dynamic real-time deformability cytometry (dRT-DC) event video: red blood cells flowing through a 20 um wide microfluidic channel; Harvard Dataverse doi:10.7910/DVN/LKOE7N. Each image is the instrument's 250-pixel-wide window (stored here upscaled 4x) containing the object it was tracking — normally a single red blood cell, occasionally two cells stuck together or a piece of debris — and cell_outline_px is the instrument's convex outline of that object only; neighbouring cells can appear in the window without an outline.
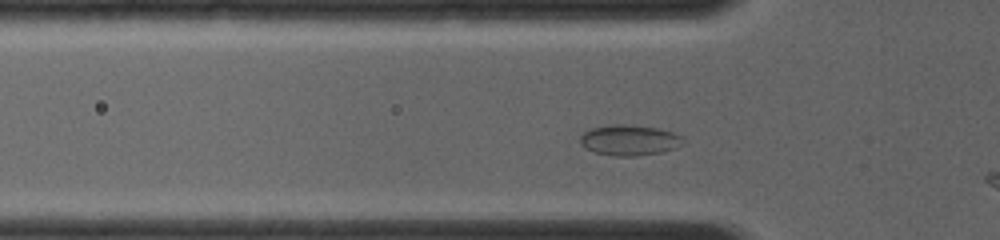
{"species": "common noctule bat (a hibernating species)", "species_latin": "Nyctalus noctula", "temperature_condition": "room temperature", "stored_images_in_passage": 19, "segment_of_instrument_passage": [1, 2], "camera_frame_rate_fps": 4000, "um_per_image_px": 0.085, "animal": {"sex": "female", "body_mass_g": 19.0, "forearm_length_mm": 56.7}, "frame": {"image": 1, "passage_image": 17, "time_ms": 2.0, "image_size_px": [1000, 240], "cell_outline_px": [[684, 144], [676, 148], [660, 152], [636, 156], [612, 156], [596, 152], [584, 148], [580, 144], [580, 136], [584, 132], [592, 128], [612, 124], [624, 124], [660, 128], [684, 136]], "centroid_in_image_um": [53.52, 11.91], "position_along_channel_um": 72.3, "area_um2": 18.55}}